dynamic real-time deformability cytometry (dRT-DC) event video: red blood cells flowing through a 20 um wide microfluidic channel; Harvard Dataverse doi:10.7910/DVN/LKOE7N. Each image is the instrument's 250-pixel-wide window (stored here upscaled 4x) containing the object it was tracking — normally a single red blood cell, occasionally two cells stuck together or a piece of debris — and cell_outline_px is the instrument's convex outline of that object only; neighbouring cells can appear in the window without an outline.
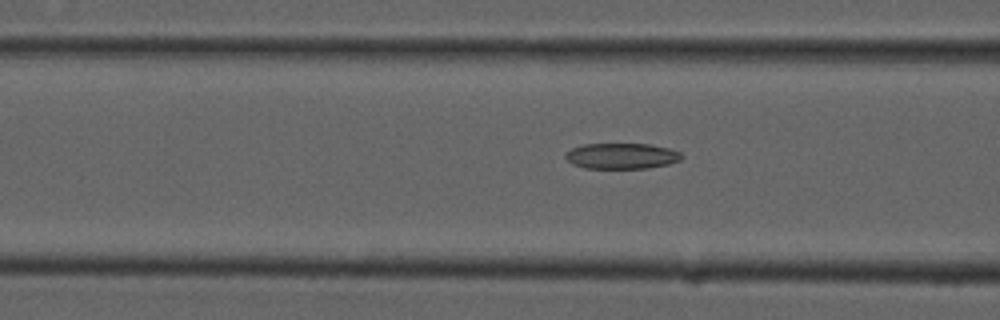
{"species": "common noctule bat (a hibernating species)", "species_latin": "Nyctalus noctula", "temperature_condition": "cold", "stored_images_in_passage": 16, "camera_frame_rate_fps": 3000, "um_per_image_px": 0.085, "animal": {"sex": "male", "forearm_length_mm": 52.5}, "frame": {"image": 1, "passage_image": 14, "time_ms": 4.333, "image_size_px": [1000, 320], "cell_outline_px": [[684, 156], [680, 160], [668, 164], [648, 168], [584, 168], [572, 164], [564, 156], [564, 152], [572, 148], [584, 144], [652, 144], [668, 148], [680, 152]], "centroid_in_image_um": [52.83, 13.25], "position_along_channel_um": 113.8, "area_um2": 17.51}}